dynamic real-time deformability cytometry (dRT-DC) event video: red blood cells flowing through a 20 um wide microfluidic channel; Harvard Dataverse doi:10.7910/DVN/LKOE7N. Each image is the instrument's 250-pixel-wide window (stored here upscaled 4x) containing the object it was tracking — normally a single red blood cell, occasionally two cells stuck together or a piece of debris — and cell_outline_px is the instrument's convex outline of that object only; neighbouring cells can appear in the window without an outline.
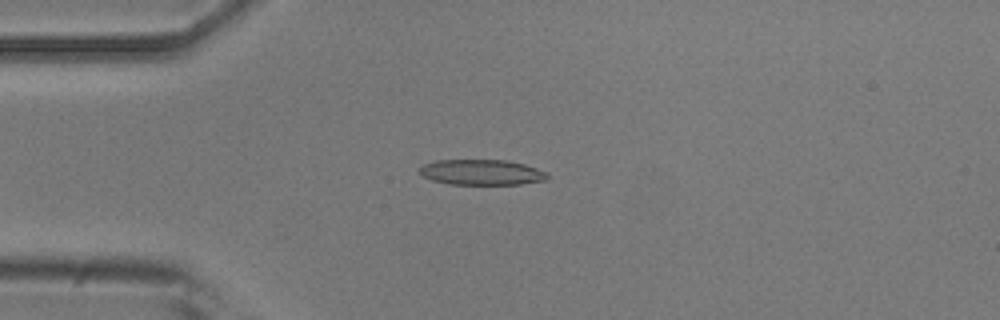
{"species": "common noctule bat (a hibernating species)", "species_latin": "Nyctalus noctula", "temperature_condition": "room temperature", "stored_images_in_passage": 7, "camera_frame_rate_fps": 3000, "um_per_image_px": 0.085, "animal": {"sex": "male", "body_mass_g": 20.5, "forearm_length_mm": 52.5}, "frame": {"image": 1, "passage_image": 3, "time_ms": 0.667, "image_size_px": [1000, 320], "cell_outline_px": [[548, 180], [520, 184], [448, 184], [432, 180], [424, 176], [420, 172], [420, 168], [424, 164], [436, 160], [508, 160], [524, 164], [548, 172]], "centroid_in_image_um": [40.98, 14.64], "position_along_channel_um": 44.0, "area_um2": 18.96}}
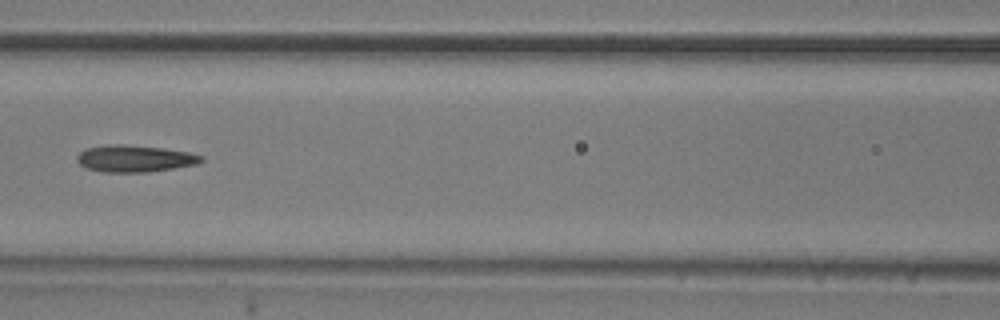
{"frame": {"image": 2, "passage_image": 6, "time_ms": 1.667, "image_size_px": [1000, 320], "cell_outline_px": [[204, 160], [196, 164], [148, 172], [104, 172], [88, 168], [80, 164], [76, 160], [76, 156], [84, 148], [112, 144], [120, 144], [160, 148], [188, 152], [204, 156]], "centroid_in_image_um": [11.43, 13.48], "position_along_channel_um": 155.2, "area_um2": 19.25}}
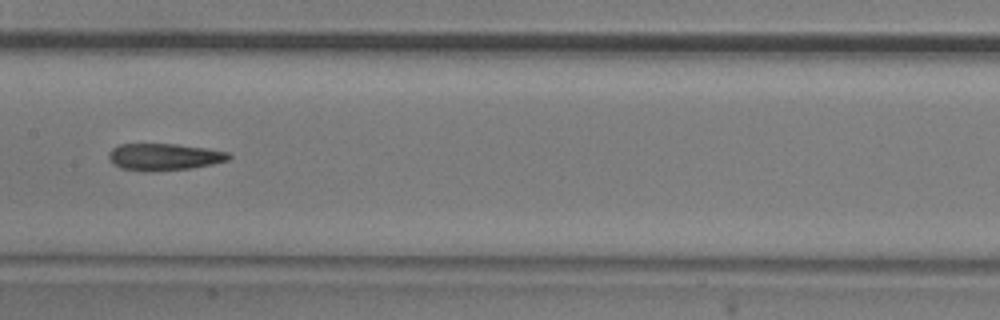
{"frame": {"image": 3, "passage_image": 7, "time_ms": 2.0, "image_size_px": [1000, 320], "cell_outline_px": [[232, 156], [228, 160], [212, 164], [192, 168], [148, 172], [144, 172], [120, 168], [108, 156], [108, 152], [112, 148], [120, 144], [176, 144], [208, 148], [228, 152]], "centroid_in_image_um": [13.97, 13.34], "position_along_channel_um": 193.4, "area_um2": 18.9}}